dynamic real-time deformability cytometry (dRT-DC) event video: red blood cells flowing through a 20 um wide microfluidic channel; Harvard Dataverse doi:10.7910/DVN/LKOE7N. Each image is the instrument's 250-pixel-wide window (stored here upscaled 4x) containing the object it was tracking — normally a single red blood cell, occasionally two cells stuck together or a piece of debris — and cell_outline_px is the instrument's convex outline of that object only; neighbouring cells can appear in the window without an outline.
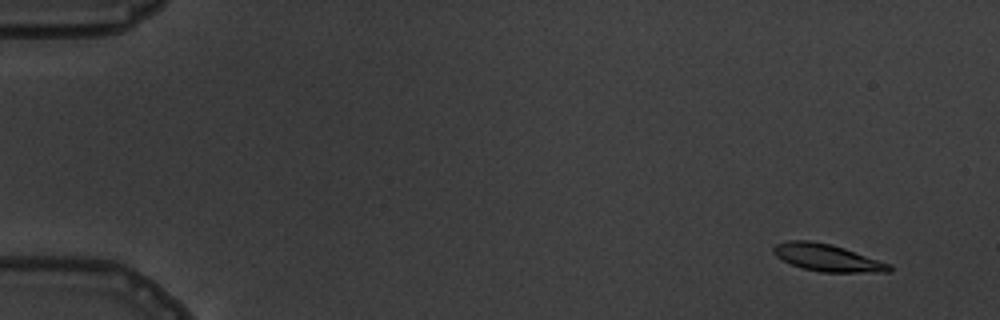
{"species": "common noctule bat (a hibernating species)", "species_latin": "Nyctalus noctula", "temperature_condition": "warm", "stored_images_in_passage": 5, "camera_frame_rate_fps": 3000, "um_per_image_px": 0.085, "animal": {"sex": "male", "body_mass_g": 19.5, "forearm_length_mm": 54.6}, "frame": {"image": 1, "passage_image": 1, "time_ms": 0.0, "image_size_px": [1000, 320], "cell_outline_px": [[892, 272], [820, 272], [804, 268], [792, 264], [776, 256], [772, 252], [772, 248], [776, 244], [788, 240], [808, 240], [832, 244], [892, 264]], "centroid_in_image_um": [70.34, 21.9], "position_along_channel_um": 14.7, "area_um2": 18.32}}
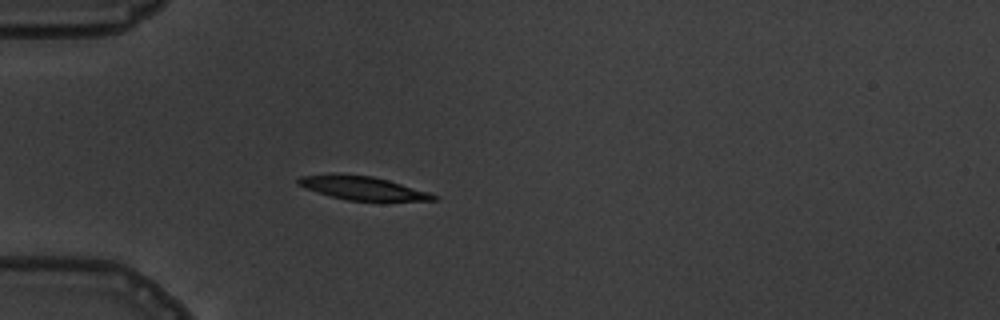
{"frame": {"image": 2, "passage_image": 5, "time_ms": 4.333, "image_size_px": [1000, 320], "cell_outline_px": [[440, 196], [436, 200], [348, 200], [332, 196], [296, 184], [296, 180], [300, 176], [372, 176], [388, 180], [428, 192]], "centroid_in_image_um": [30.9, 16.01], "position_along_channel_um": 54.1, "area_um2": 17.34}}